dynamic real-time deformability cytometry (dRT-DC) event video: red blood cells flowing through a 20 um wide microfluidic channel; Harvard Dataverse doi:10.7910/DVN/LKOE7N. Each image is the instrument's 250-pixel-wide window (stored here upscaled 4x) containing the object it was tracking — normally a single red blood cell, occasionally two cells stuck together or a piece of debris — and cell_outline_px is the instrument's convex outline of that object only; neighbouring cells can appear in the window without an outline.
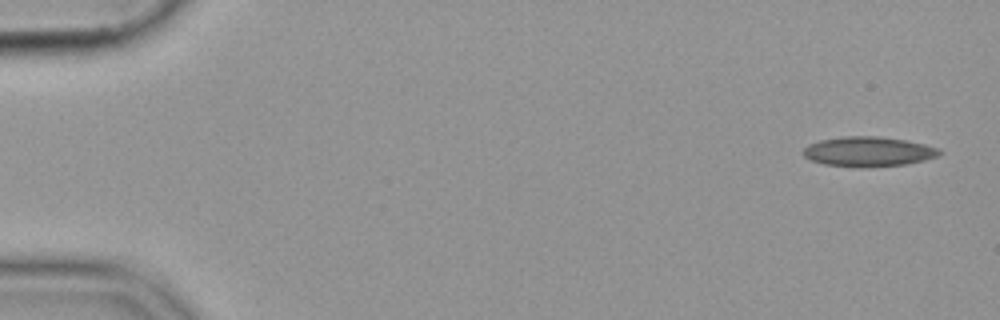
{"species": "common noctule bat (a hibernating species)", "species_latin": "Nyctalus noctula", "temperature_condition": "cold", "stored_images_in_passage": 53, "camera_frame_rate_fps": 3000, "um_per_image_px": 0.085, "animal": {"sex": "female", "body_mass_g": 19.9}, "frame": {"image": 1, "passage_image": 1, "time_ms": 0.0, "image_size_px": [1000, 320], "cell_outline_px": [[940, 152], [936, 156], [924, 160], [904, 164], [824, 164], [812, 160], [804, 156], [800, 152], [808, 144], [820, 140], [844, 136], [876, 136], [904, 140], [924, 144], [936, 148]], "centroid_in_image_um": [73.75, 12.83], "position_along_channel_um": 11.3, "area_um2": 22.31}}
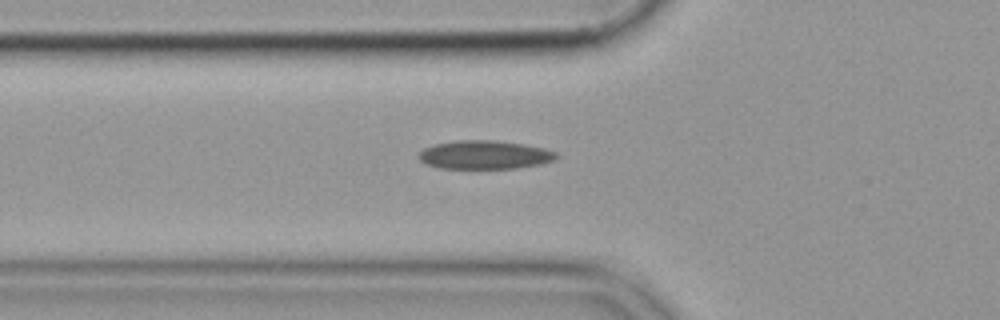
{"frame": {"image": 2, "passage_image": 18, "time_ms": 5.667, "image_size_px": [1000, 320], "cell_outline_px": [[560, 156], [552, 160], [540, 164], [516, 168], [440, 168], [428, 164], [420, 160], [416, 156], [424, 148], [436, 144], [460, 140], [492, 140], [524, 144], [544, 148], [556, 152]], "centroid_in_image_um": [41.2, 13.16], "position_along_channel_um": 84.6, "area_um2": 22.72}}
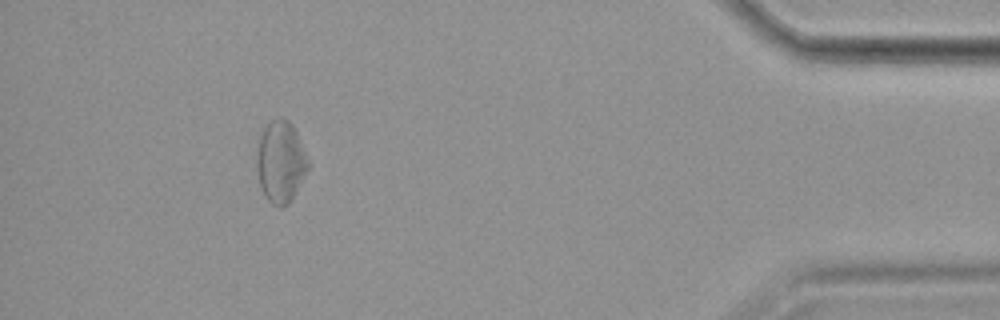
{"frame": {"image": 3, "passage_image": 49, "time_ms": 16.0, "image_size_px": [1000, 320], "cell_outline_px": [[308, 168], [292, 200], [284, 208], [280, 208], [272, 204], [264, 196], [260, 184], [256, 164], [256, 156], [260, 136], [264, 128], [272, 120], [280, 116], [288, 120], [292, 124], [296, 132], [308, 160]], "centroid_in_image_um": [23.84, 13.78], "position_along_channel_um": 411.4, "area_um2": 24.33}}